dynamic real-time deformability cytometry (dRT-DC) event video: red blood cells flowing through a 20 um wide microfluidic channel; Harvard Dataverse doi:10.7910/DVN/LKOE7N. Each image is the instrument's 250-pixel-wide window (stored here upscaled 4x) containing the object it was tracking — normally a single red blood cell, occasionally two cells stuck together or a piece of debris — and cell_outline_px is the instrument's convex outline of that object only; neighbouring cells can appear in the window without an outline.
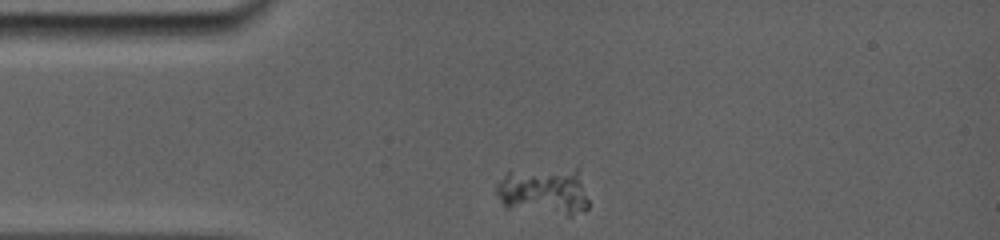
{"species": "common noctule bat (a hibernating species)", "species_latin": "Nyctalus noctula", "temperature_condition": "room temperature", "stored_images_in_passage": 18, "camera_frame_rate_fps": 5000, "um_per_image_px": 0.085, "animal": {"sex": "female", "body_mass_g": 19.0, "forearm_length_mm": 56.7}, "frame": {"image": 1, "passage_image": 1, "time_ms": 0.0, "image_size_px": [1000, 240], "cell_outline_px": [[588, 208], [584, 212], [572, 216], [568, 216], [504, 208], [496, 192], [496, 184], [508, 172], [576, 168], [588, 200]], "centroid_in_image_um": [46.22, 16.31], "position_along_channel_um": 38.8, "area_um2": 25.55}}
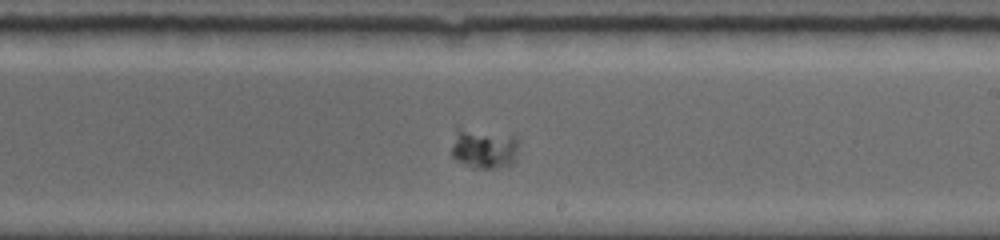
{"frame": {"image": 2, "passage_image": 12, "time_ms": 6.4, "image_size_px": [1000, 240], "cell_outline_px": [[516, 152], [512, 164], [492, 168], [472, 168], [456, 160], [452, 156], [452, 148], [456, 128], [512, 136], [516, 140]], "centroid_in_image_um": [41.08, 12.66], "position_along_channel_um": 247.9, "area_um2": 14.97}}
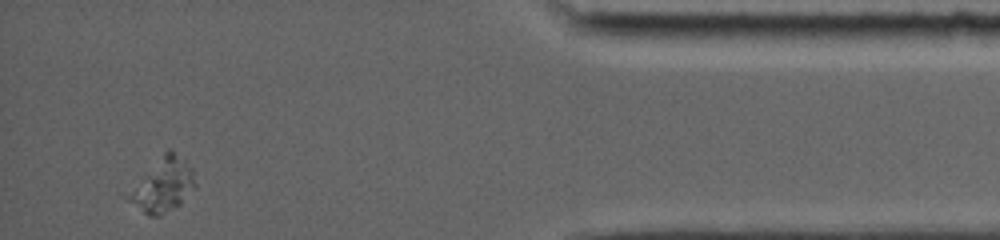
{"frame": {"image": 3, "passage_image": 18, "time_ms": 12.2, "image_size_px": [1000, 240], "cell_outline_px": [[196, 188], [180, 204], [160, 216], [152, 216], [144, 212], [120, 196], [168, 148], [184, 160], [192, 168], [196, 184]], "centroid_in_image_um": [13.78, 15.75], "position_along_channel_um": 421.4, "area_um2": 21.21}}